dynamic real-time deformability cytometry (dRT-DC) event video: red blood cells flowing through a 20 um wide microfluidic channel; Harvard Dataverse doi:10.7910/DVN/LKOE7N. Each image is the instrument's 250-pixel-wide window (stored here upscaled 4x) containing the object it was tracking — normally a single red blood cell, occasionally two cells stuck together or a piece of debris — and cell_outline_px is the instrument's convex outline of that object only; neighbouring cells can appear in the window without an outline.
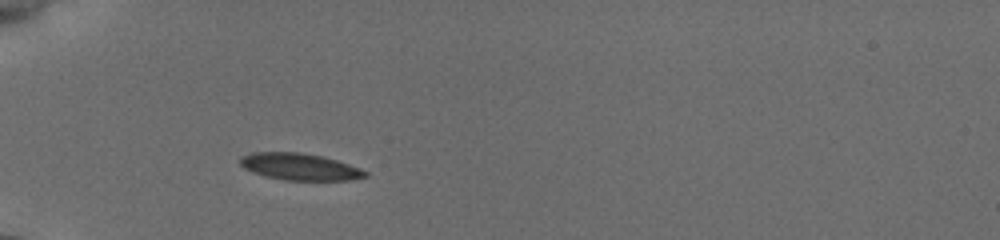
{"species": "common noctule bat (a hibernating species)", "species_latin": "Nyctalus noctula", "temperature_condition": "cold", "stored_images_in_passage": 56, "camera_frame_rate_fps": 3000, "um_per_image_px": 0.085, "animal": {"sex": "female", "body_mass_g": 19.5, "forearm_length_mm": 54.1}, "frame": {"image": 1, "passage_image": 1, "time_ms": 0.0, "image_size_px": [1000, 240], "cell_outline_px": [[368, 176], [352, 180], [284, 180], [264, 176], [244, 168], [240, 164], [240, 156], [252, 152], [300, 152], [324, 156], [360, 168], [368, 172]], "centroid_in_image_um": [25.48, 14.17], "position_along_channel_um": 59.5, "area_um2": 19.65}}
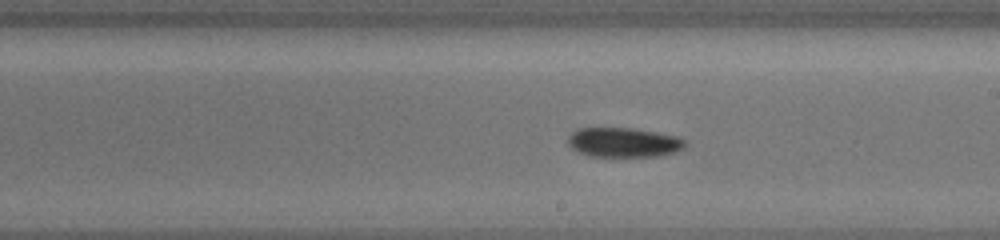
{"frame": {"image": 2, "passage_image": 22, "time_ms": 5.0, "image_size_px": [1000, 240], "cell_outline_px": [[688, 144], [684, 148], [676, 152], [660, 156], [588, 156], [572, 148], [568, 144], [568, 136], [572, 132], [580, 128], [632, 128], [680, 136], [688, 140]], "centroid_in_image_um": [53.08, 12.1], "position_along_channel_um": 235.9, "area_um2": 20.4}}
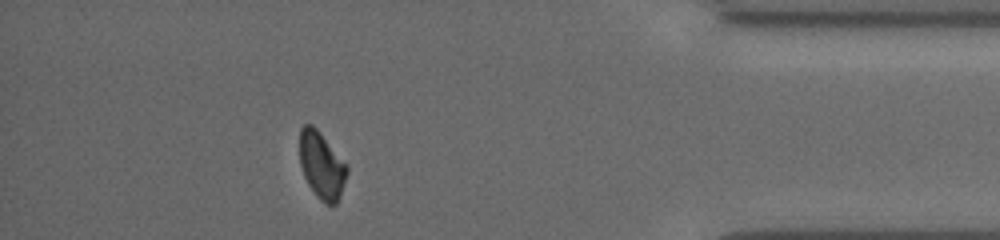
{"frame": {"image": 3, "passage_image": 49, "time_ms": 10.333, "image_size_px": [1000, 240], "cell_outline_px": [[348, 172], [340, 196], [336, 204], [324, 204], [316, 196], [308, 184], [304, 176], [300, 164], [300, 128], [304, 124], [312, 124], [320, 132], [348, 164]], "centroid_in_image_um": [27.35, 14.05], "position_along_channel_um": 407.8, "area_um2": 18.61}, "authors_computed_cell_mechanics": {"area_um2": 19.7676, "velocity_mm_per_s": 3.8338, "shape_relaxation_time_tau1_ms": 2.8233, "shape_relaxation_time_tau2_ms": null, "deformation_change_tau1": 0.0976, "deformation_change_tau2": null}}